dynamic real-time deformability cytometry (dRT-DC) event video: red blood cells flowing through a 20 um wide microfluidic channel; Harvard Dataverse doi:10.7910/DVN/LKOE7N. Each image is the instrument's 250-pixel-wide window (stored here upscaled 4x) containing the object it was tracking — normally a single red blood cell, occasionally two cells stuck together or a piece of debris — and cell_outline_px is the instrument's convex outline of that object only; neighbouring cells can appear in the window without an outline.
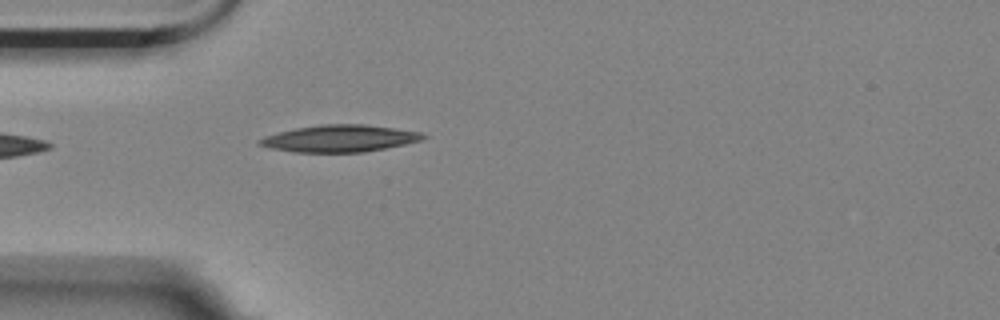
{"species": "Egyptian fruit bat (a non-hibernating species)", "species_latin": "Rousettus aegyptiacus", "temperature_condition": "room temperature", "stored_images_in_passage": 3, "camera_frame_rate_fps": 3000, "um_per_image_px": 0.085, "animal": {"sex": "female"}, "frame": {"image": 1, "passage_image": 3, "time_ms": 0.667, "image_size_px": [1000, 320], "cell_outline_px": [[428, 136], [424, 140], [364, 152], [292, 152], [268, 148], [256, 144], [256, 140], [264, 136], [276, 132], [296, 128], [320, 124], [364, 124], [420, 132]], "centroid_in_image_um": [28.8, 11.77], "position_along_channel_um": 56.2, "area_um2": 25.84}}